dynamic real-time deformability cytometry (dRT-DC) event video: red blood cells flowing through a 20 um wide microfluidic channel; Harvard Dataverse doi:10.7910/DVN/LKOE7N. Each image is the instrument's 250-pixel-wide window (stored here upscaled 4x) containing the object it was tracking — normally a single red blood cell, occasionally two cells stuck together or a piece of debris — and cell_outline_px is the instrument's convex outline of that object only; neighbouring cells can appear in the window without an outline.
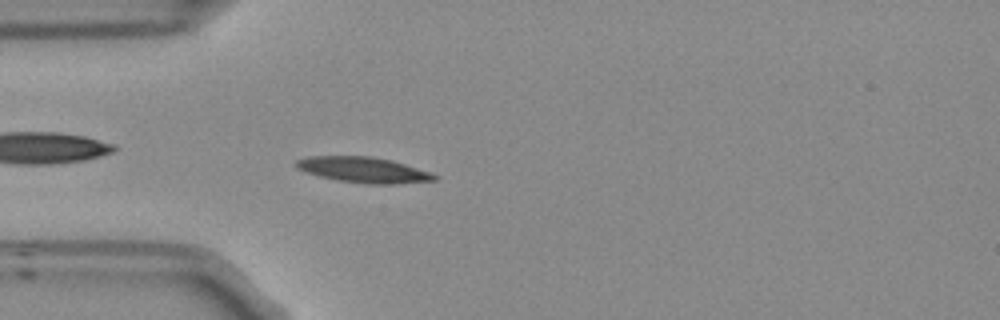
{"species": "Egyptian fruit bat (a non-hibernating species)", "species_latin": "Rousettus aegyptiacus", "temperature_condition": "room temperature", "stored_images_in_passage": 53, "camera_frame_rate_fps": 3000, "um_per_image_px": 0.085, "frame": {"image": 1, "passage_image": 14, "time_ms": 4.333, "image_size_px": [1000, 320], "cell_outline_px": [[440, 176], [436, 180], [396, 184], [364, 184], [336, 180], [304, 172], [296, 168], [296, 160], [308, 156], [372, 156], [392, 160], [432, 172]], "centroid_in_image_um": [30.92, 14.44], "position_along_channel_um": 54.1, "area_um2": 20.92}}
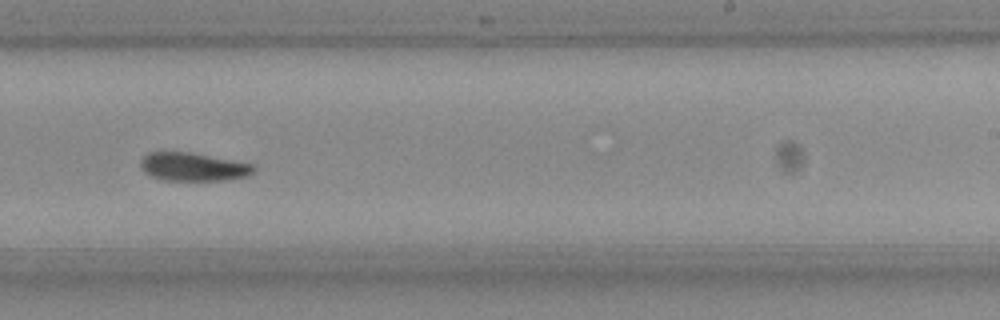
{"frame": {"image": 2, "passage_image": 32, "time_ms": 10.333, "image_size_px": [1000, 320], "cell_outline_px": [[256, 172], [248, 176], [228, 180], [164, 180], [152, 176], [144, 172], [140, 168], [140, 160], [148, 152], [192, 152], [252, 164], [256, 168]], "centroid_in_image_um": [16.43, 14.18], "position_along_channel_um": 272.6, "area_um2": 18.79}}
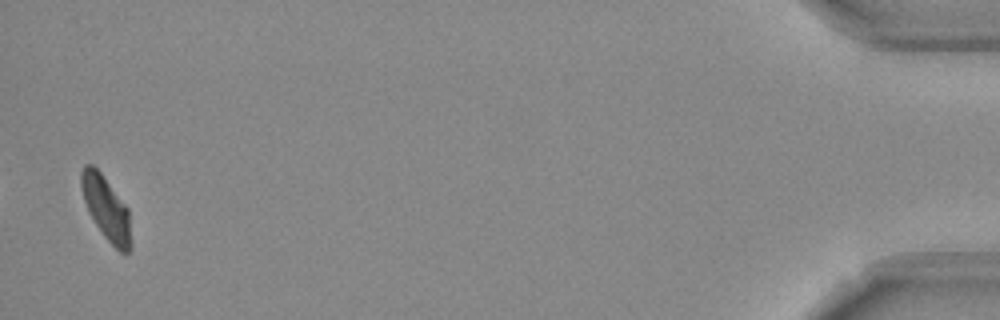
{"frame": {"image": 3, "passage_image": 52, "time_ms": 17.0, "image_size_px": [1000, 320], "cell_outline_px": [[132, 248], [128, 252], [120, 252], [104, 236], [96, 224], [84, 200], [80, 184], [80, 172], [84, 164], [92, 164], [100, 172], [128, 208], [132, 240]], "centroid_in_image_um": [9.04, 17.7], "position_along_channel_um": 426.2, "area_um2": 18.26}, "authors_computed_cell_mechanics": {"area_um2": 18.9006, "velocity_mm_per_s": 3.7174, "shape_relaxation_time_tau1_ms": 4.5807, "shape_relaxation_time_tau2_ms": null, "deformation_change_tau1": 0.1554, "deformation_change_tau2": null}}